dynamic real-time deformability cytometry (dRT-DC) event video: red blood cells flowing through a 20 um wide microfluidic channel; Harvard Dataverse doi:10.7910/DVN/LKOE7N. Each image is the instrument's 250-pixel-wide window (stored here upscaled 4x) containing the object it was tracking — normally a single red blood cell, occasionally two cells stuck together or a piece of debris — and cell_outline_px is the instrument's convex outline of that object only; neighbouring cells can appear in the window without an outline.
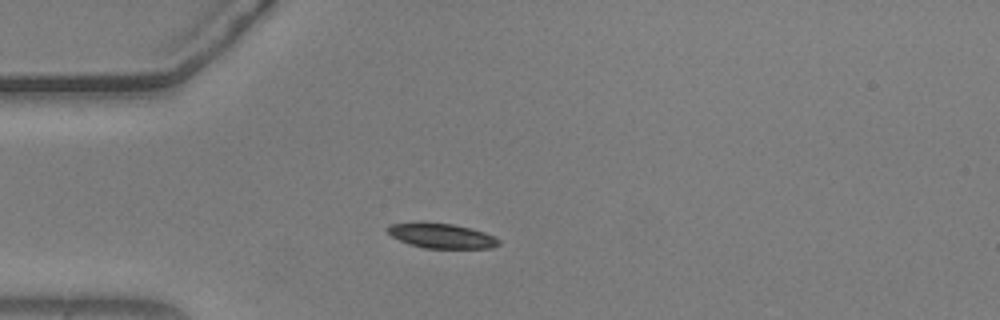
{"species": "common noctule bat (a hibernating species)", "species_latin": "Nyctalus noctula", "temperature_condition": "warm", "stored_images_in_passage": 41, "camera_frame_rate_fps": 3000, "um_per_image_px": 0.085, "animal": {"sex": "male", "body_mass_g": 20.5, "forearm_length_mm": 52.5}, "frame": {"image": 1, "passage_image": 1, "time_ms": 0.0, "image_size_px": [1000, 320], "cell_outline_px": [[500, 244], [492, 248], [424, 248], [408, 244], [392, 236], [384, 228], [388, 224], [452, 224], [472, 228], [484, 232], [500, 240]], "centroid_in_image_um": [37.56, 20.07], "position_along_channel_um": 47.4, "area_um2": 15.66}}
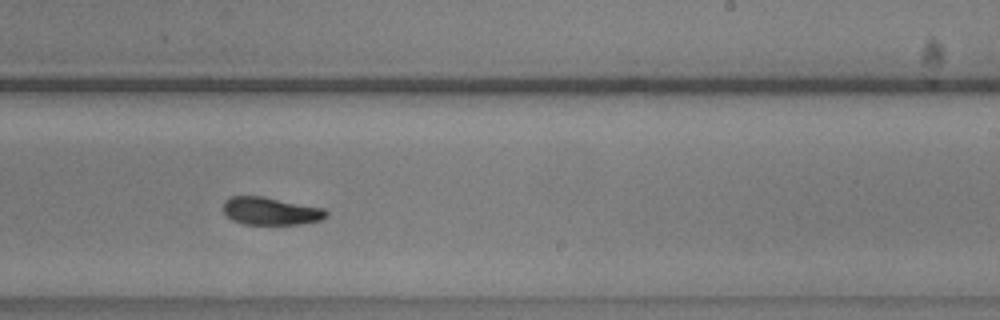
{"frame": {"image": 2, "passage_image": 20, "time_ms": 6.333, "image_size_px": [1000, 320], "cell_outline_px": [[328, 216], [320, 220], [300, 224], [244, 224], [232, 220], [224, 212], [224, 200], [232, 196], [260, 196], [324, 208], [328, 212]], "centroid_in_image_um": [23.01, 17.94], "position_along_channel_um": 266.0, "area_um2": 16.47}}
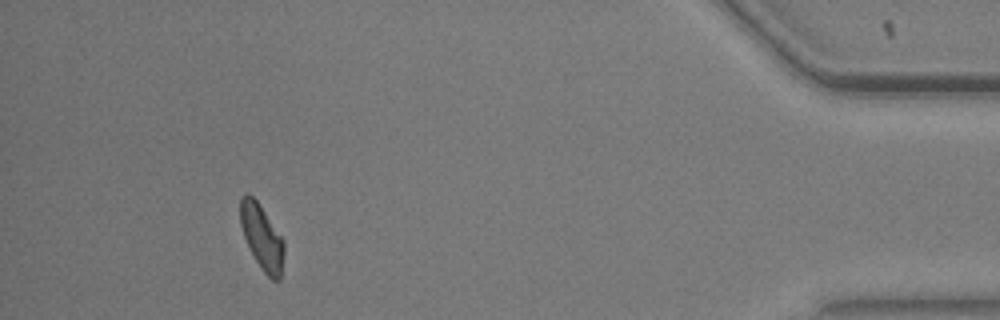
{"frame": {"image": 3, "passage_image": 37, "time_ms": 12.0, "image_size_px": [1000, 320], "cell_outline_px": [[284, 252], [280, 280], [272, 280], [264, 272], [256, 260], [244, 236], [240, 224], [240, 196], [244, 192], [248, 192], [256, 200], [284, 240]], "centroid_in_image_um": [22.25, 20.12], "position_along_channel_um": 413.0, "area_um2": 16.36}, "authors_computed_cell_mechanics": {"area_um2": 16.8198, "velocity_mm_per_s": 3.6705, "shape_relaxation_time_tau1_ms": 5.0376, "shape_relaxation_time_tau2_ms": 4.6134, "deformation_change_tau1": 0.128, "deformation_change_tau2": 0.0954}}